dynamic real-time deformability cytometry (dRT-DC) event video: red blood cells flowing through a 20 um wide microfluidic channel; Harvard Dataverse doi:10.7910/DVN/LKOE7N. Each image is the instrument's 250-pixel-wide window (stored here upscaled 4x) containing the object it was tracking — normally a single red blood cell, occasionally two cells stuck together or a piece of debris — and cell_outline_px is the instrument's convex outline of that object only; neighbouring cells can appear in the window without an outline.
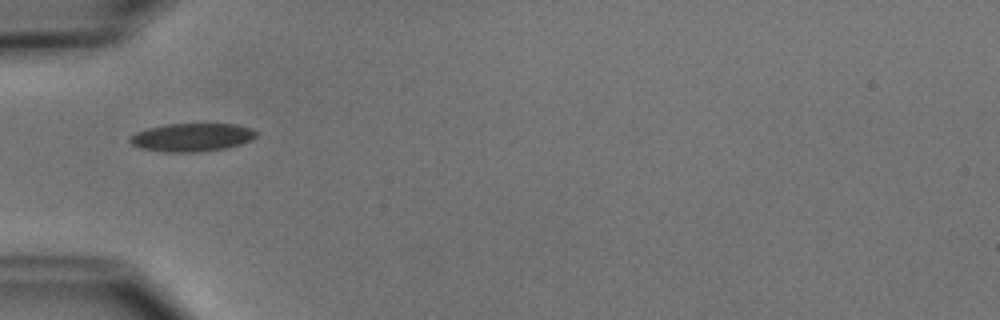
{"species": "common noctule bat (a hibernating species)", "species_latin": "Nyctalus noctula", "temperature_condition": "cold", "stored_images_in_passage": 4, "camera_frame_rate_fps": 3000, "um_per_image_px": 0.085, "animal": {"sex": "male", "body_mass_g": 15.6}, "frame": {"image": 1, "passage_image": 1, "time_ms": 0.0, "image_size_px": [1000, 320], "cell_outline_px": [[256, 136], [252, 140], [240, 144], [224, 148], [200, 152], [164, 152], [140, 148], [132, 144], [128, 140], [136, 132], [148, 128], [168, 124], [236, 124], [252, 128], [256, 132]], "centroid_in_image_um": [16.32, 11.67], "position_along_channel_um": 68.7, "area_um2": 20.69}}
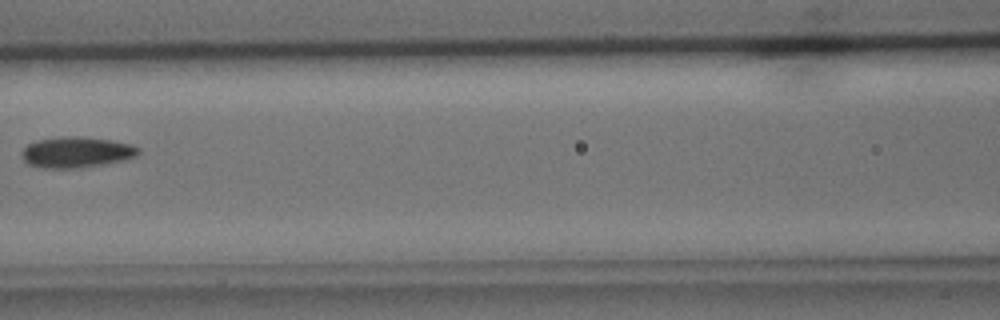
{"frame": {"image": 2, "passage_image": 3, "time_ms": 2.333, "image_size_px": [1000, 320], "cell_outline_px": [[140, 152], [136, 156], [124, 160], [104, 164], [80, 168], [40, 168], [28, 164], [20, 156], [20, 152], [28, 144], [36, 140], [60, 136], [76, 136], [112, 140], [132, 144], [140, 148]], "centroid_in_image_um": [6.48, 12.94], "position_along_channel_um": 160.1, "area_um2": 21.27}}
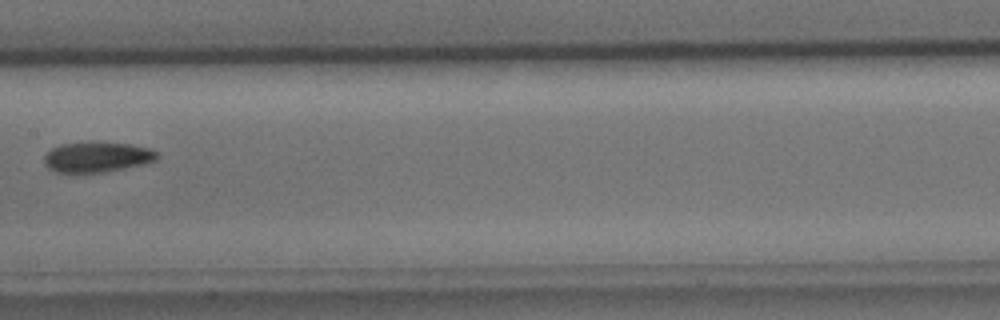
{"frame": {"image": 3, "passage_image": 4, "time_ms": 3.333, "image_size_px": [1000, 320], "cell_outline_px": [[160, 156], [156, 160], [144, 164], [104, 172], [56, 172], [48, 168], [44, 164], [44, 156], [52, 148], [60, 144], [88, 140], [132, 144], [152, 148]], "centroid_in_image_um": [8.26, 13.31], "position_along_channel_um": 199.1, "area_um2": 20.46}}